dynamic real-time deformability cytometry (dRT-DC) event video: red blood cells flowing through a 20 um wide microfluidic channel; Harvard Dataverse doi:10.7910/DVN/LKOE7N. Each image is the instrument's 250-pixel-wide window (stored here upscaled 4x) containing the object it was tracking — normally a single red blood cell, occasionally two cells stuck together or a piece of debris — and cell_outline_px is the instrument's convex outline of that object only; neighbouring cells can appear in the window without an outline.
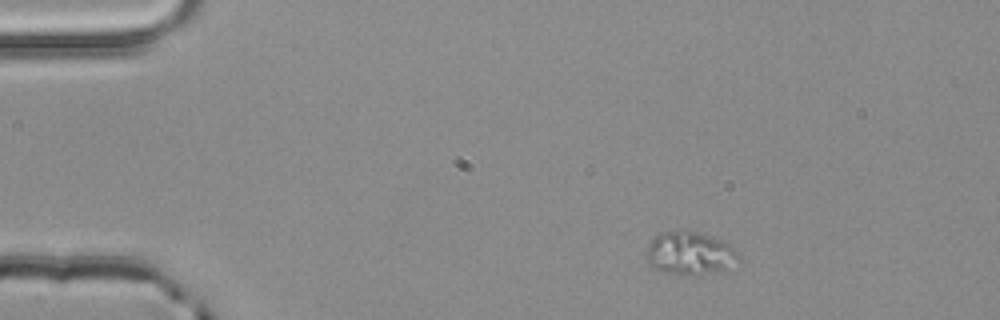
{"species": "common noctule bat (a hibernating species)", "species_latin": "Nyctalus noctula", "temperature_condition": "room temperature", "stored_images_in_passage": 3, "camera_frame_rate_fps": 3000, "um_per_image_px": 0.085, "animal": {"sex": "male", "body_mass_g": 20.4}, "frame": {"image": 1, "passage_image": 1, "time_ms": 0.0, "image_size_px": [1000, 320], "cell_outline_px": [[736, 256], [724, 268], [704, 272], [668, 272], [652, 268], [648, 264], [644, 256], [648, 244], [660, 232], [680, 228], [684, 228], [712, 236], [728, 244], [736, 252]], "centroid_in_image_um": [58.46, 21.42], "position_along_channel_um": 26.5, "area_um2": 22.2}}